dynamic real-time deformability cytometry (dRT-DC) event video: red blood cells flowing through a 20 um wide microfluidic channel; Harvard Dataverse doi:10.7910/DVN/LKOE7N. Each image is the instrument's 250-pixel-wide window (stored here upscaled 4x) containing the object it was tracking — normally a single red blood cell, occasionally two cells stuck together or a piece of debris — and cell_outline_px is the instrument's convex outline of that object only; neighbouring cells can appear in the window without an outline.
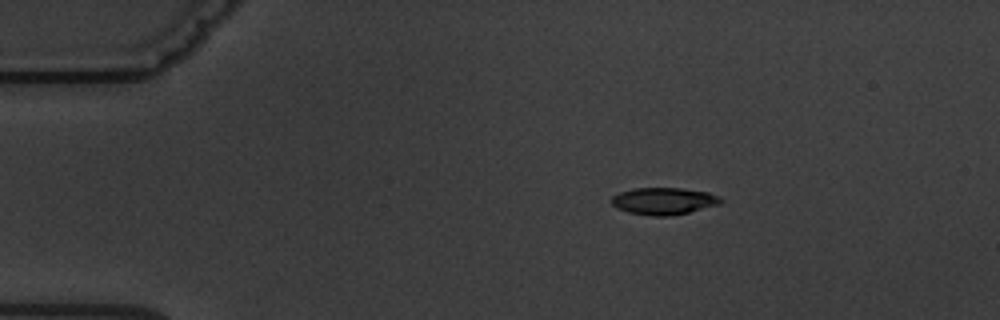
{"species": "common noctule bat (a hibernating species)", "species_latin": "Nyctalus noctula", "temperature_condition": "warm", "stored_images_in_passage": 5, "camera_frame_rate_fps": 3000, "um_per_image_px": 0.085, "animal": {"sex": "male", "body_mass_g": 19.5, "forearm_length_mm": 54.6}, "frame": {"image": 1, "passage_image": 2, "time_ms": 1.0, "image_size_px": [1000, 320], "cell_outline_px": [[724, 200], [720, 204], [672, 216], [652, 216], [628, 212], [616, 208], [612, 204], [612, 196], [620, 192], [632, 188], [680, 188], [708, 192], [720, 196]], "centroid_in_image_um": [56.42, 17.09], "position_along_channel_um": 28.6, "area_um2": 17.28}}
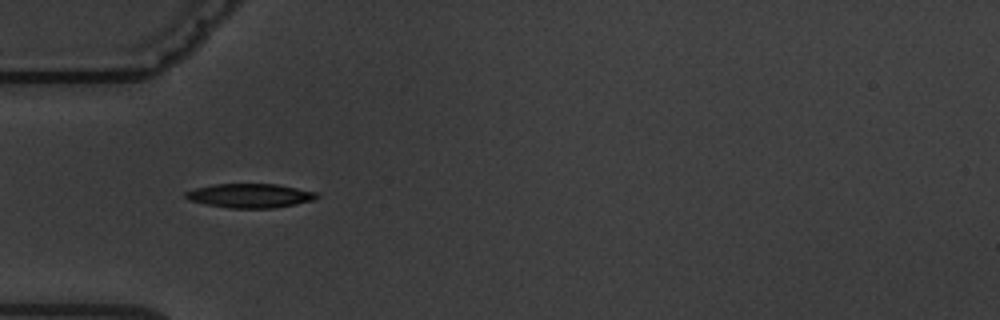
{"frame": {"image": 2, "passage_image": 4, "time_ms": 3.667, "image_size_px": [1000, 320], "cell_outline_px": [[320, 196], [316, 200], [296, 204], [272, 208], [228, 208], [188, 200], [184, 196], [184, 192], [196, 188], [216, 184], [276, 184], [316, 192]], "centroid_in_image_um": [21.27, 16.63], "position_along_channel_um": 63.7, "area_um2": 18.38}}
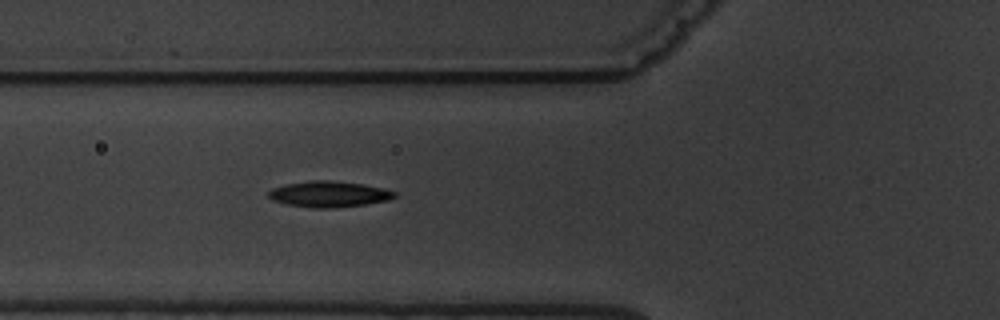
{"frame": {"image": 3, "passage_image": 5, "time_ms": 4.667, "image_size_px": [1000, 320], "cell_outline_px": [[396, 196], [388, 200], [364, 204], [332, 208], [312, 208], [284, 204], [272, 200], [268, 196], [268, 192], [272, 188], [284, 184], [308, 180], [328, 180], [360, 184], [384, 188], [396, 192]], "centroid_in_image_um": [27.9, 16.5], "position_along_channel_um": 97.9, "area_um2": 19.07}}